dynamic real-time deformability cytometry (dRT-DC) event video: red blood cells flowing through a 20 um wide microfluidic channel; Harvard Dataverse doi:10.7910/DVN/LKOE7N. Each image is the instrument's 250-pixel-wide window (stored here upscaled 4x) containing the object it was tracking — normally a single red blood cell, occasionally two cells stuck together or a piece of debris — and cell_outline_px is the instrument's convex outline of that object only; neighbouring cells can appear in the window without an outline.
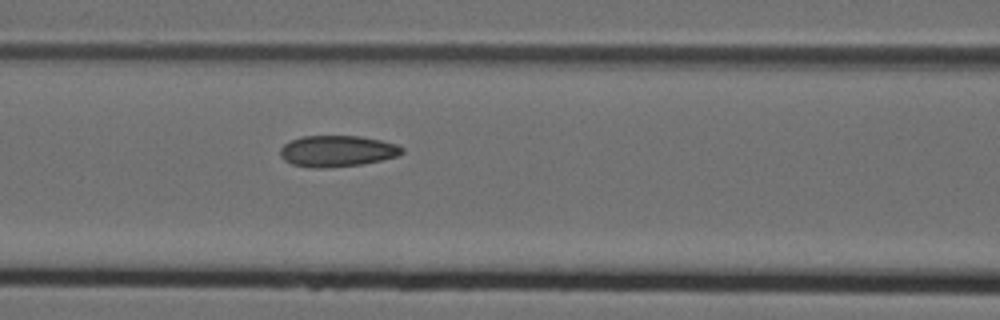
{"species": "Egyptian fruit bat (a non-hibernating species)", "species_latin": "Rousettus aegyptiacus", "temperature_condition": "cold", "stored_images_in_passage": 3, "camera_frame_rate_fps": 3000, "um_per_image_px": 0.085, "animal": {"sex": "female"}, "frame": {"image": 1, "passage_image": 3, "time_ms": 0.667, "image_size_px": [1000, 320], "cell_outline_px": [[404, 152], [396, 156], [364, 164], [324, 168], [312, 168], [292, 164], [284, 160], [280, 156], [280, 148], [284, 144], [300, 136], [360, 136], [380, 140], [396, 144], [404, 148]], "centroid_in_image_um": [28.64, 12.84], "position_along_channel_um": 138.0, "area_um2": 22.2}}